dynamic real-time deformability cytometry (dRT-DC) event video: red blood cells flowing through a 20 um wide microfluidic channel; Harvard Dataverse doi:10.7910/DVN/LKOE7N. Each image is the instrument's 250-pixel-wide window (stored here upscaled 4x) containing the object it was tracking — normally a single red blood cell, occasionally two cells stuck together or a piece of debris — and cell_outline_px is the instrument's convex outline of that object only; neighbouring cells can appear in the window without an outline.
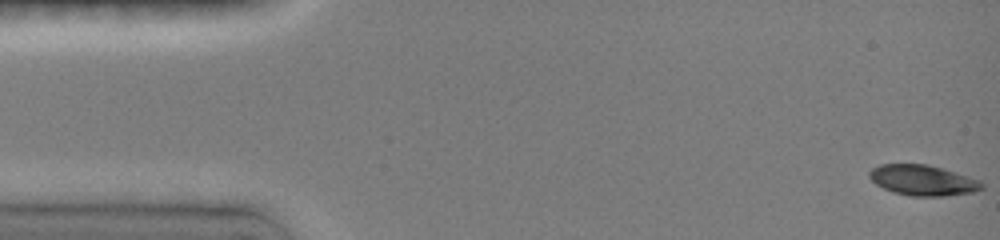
{"species": "common noctule bat (a hibernating species)", "species_latin": "Nyctalus noctula", "temperature_condition": "room temperature", "stored_images_in_passage": 55, "camera_frame_rate_fps": 3000, "um_per_image_px": 0.085, "animal": {"sex": "female", "body_mass_g": 19.0, "forearm_length_mm": 51.5}, "frame": {"image": 1, "passage_image": 1, "time_ms": 0.0, "image_size_px": [1000, 240], "cell_outline_px": [[984, 188], [972, 192], [944, 196], [908, 196], [892, 192], [876, 184], [868, 176], [868, 172], [872, 168], [880, 164], [928, 164], [980, 180], [984, 184]], "centroid_in_image_um": [78.42, 15.32], "position_along_channel_um": 6.6, "area_um2": 20.0}}
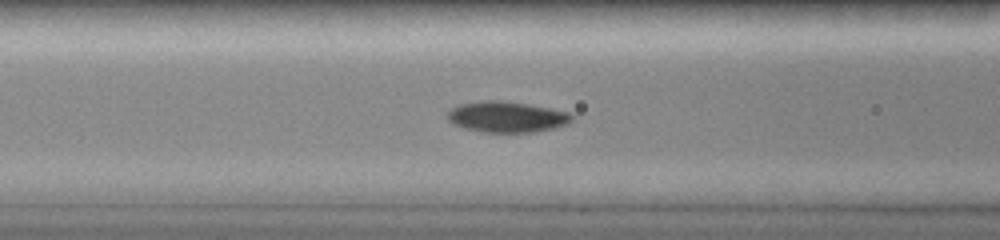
{"frame": {"image": 2, "passage_image": 26, "time_ms": 6.0, "image_size_px": [1000, 240], "cell_outline_px": [[576, 116], [568, 124], [556, 128], [536, 132], [484, 132], [464, 128], [452, 124], [448, 120], [448, 112], [452, 108], [460, 104], [488, 100], [500, 100], [528, 104], [572, 112]], "centroid_in_image_um": [43.14, 9.94], "position_along_channel_um": 123.5, "area_um2": 22.6}}
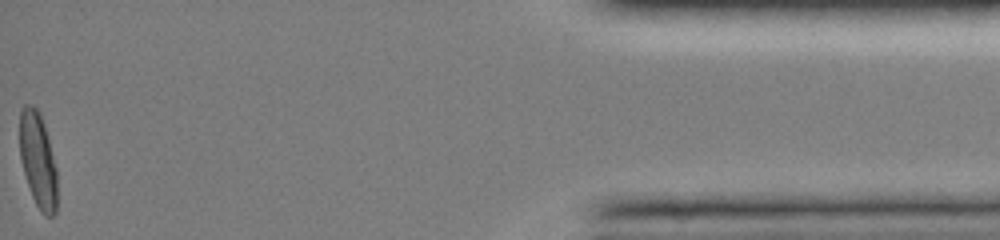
{"frame": {"image": 3, "passage_image": 55, "time_ms": 15.667, "image_size_px": [1000, 240], "cell_outline_px": [[56, 212], [52, 216], [44, 216], [40, 212], [32, 196], [20, 160], [20, 108], [24, 104], [32, 104], [36, 108], [44, 124], [56, 168]], "centroid_in_image_um": [3.21, 13.61], "position_along_channel_um": 432.0, "area_um2": 20.58}, "authors_computed_cell_mechanics": {"area_um2": 20.808, "velocity_mm_per_s": 4.0502, "shape_relaxation_time_tau1_ms": 2.7267, "shape_relaxation_time_tau2_ms": 7.3881, "deformation_change_tau1": 0.1504, "deformation_change_tau2": 0.0519}}